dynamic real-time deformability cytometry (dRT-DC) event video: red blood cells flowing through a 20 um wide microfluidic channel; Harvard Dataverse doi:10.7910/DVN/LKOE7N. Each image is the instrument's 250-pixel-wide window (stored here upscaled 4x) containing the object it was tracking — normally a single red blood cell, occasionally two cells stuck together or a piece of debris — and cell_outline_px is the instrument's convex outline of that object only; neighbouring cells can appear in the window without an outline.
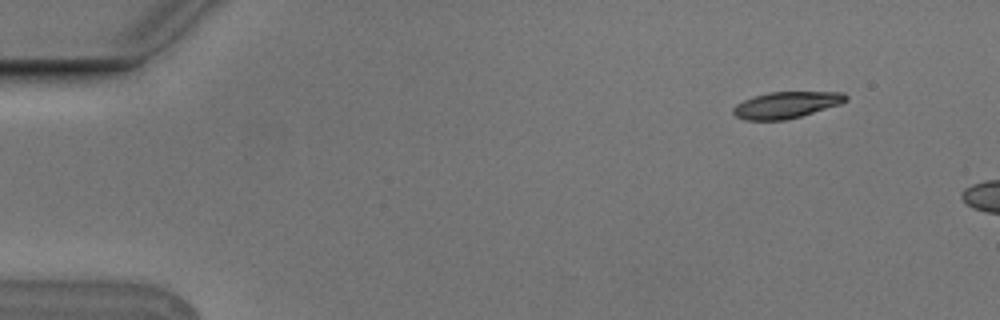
{"species": "Egyptian fruit bat (a non-hibernating species)", "species_latin": "Rousettus aegyptiacus", "temperature_condition": "cold", "stored_images_in_passage": 2, "camera_frame_rate_fps": 3000, "um_per_image_px": 0.085, "animal": {"sex": "male"}, "frame": {"image": 1, "passage_image": 1, "time_ms": 0.0, "image_size_px": [1000, 320], "cell_outline_px": [[848, 100], [840, 104], [800, 116], [784, 120], [744, 120], [736, 116], [732, 112], [732, 108], [736, 104], [744, 100], [768, 92], [844, 92], [848, 96]], "centroid_in_image_um": [66.83, 8.92], "position_along_channel_um": 18.2, "area_um2": 17.28}}